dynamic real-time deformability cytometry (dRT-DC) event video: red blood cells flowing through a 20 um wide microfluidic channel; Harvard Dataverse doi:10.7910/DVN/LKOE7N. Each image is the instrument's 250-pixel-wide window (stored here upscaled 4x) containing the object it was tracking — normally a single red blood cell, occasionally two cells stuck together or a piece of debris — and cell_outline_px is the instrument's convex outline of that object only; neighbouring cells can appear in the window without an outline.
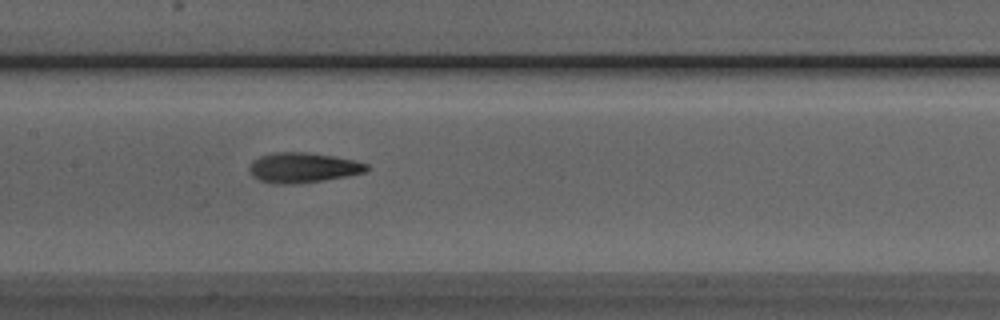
{"species": "Egyptian fruit bat (a non-hibernating species)", "species_latin": "Rousettus aegyptiacus", "temperature_condition": "room temperature", "stored_images_in_passage": 7, "camera_frame_rate_fps": 3000, "um_per_image_px": 0.085, "animal": {"sex": "male"}, "frame": {"image": 1, "passage_image": 7, "time_ms": 2.0, "image_size_px": [1000, 320], "cell_outline_px": [[372, 168], [364, 172], [348, 176], [300, 184], [272, 184], [260, 180], [252, 176], [248, 172], [248, 168], [252, 160], [260, 156], [276, 152], [308, 152], [356, 160], [368, 164]], "centroid_in_image_um": [25.75, 14.26], "position_along_channel_um": 181.7, "area_um2": 20.92}}